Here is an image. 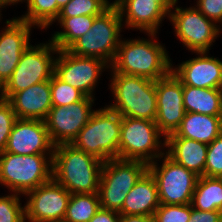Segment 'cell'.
I'll use <instances>...</instances> for the list:
<instances>
[{
  "label": "cell",
  "instance_id": "28",
  "mask_svg": "<svg viewBox=\"0 0 222 222\" xmlns=\"http://www.w3.org/2000/svg\"><path fill=\"white\" fill-rule=\"evenodd\" d=\"M100 208L98 193L71 194L64 221L89 222Z\"/></svg>",
  "mask_w": 222,
  "mask_h": 222
},
{
  "label": "cell",
  "instance_id": "7",
  "mask_svg": "<svg viewBox=\"0 0 222 222\" xmlns=\"http://www.w3.org/2000/svg\"><path fill=\"white\" fill-rule=\"evenodd\" d=\"M161 136L164 137L155 121L122 117L119 158L148 165L155 160L161 161L166 149L165 138L162 141Z\"/></svg>",
  "mask_w": 222,
  "mask_h": 222
},
{
  "label": "cell",
  "instance_id": "13",
  "mask_svg": "<svg viewBox=\"0 0 222 222\" xmlns=\"http://www.w3.org/2000/svg\"><path fill=\"white\" fill-rule=\"evenodd\" d=\"M94 100L85 96L68 106H52L44 121L54 146L72 143L94 113Z\"/></svg>",
  "mask_w": 222,
  "mask_h": 222
},
{
  "label": "cell",
  "instance_id": "8",
  "mask_svg": "<svg viewBox=\"0 0 222 222\" xmlns=\"http://www.w3.org/2000/svg\"><path fill=\"white\" fill-rule=\"evenodd\" d=\"M147 171L148 164L142 161L113 158L104 162L98 190L101 208L119 212L127 194Z\"/></svg>",
  "mask_w": 222,
  "mask_h": 222
},
{
  "label": "cell",
  "instance_id": "11",
  "mask_svg": "<svg viewBox=\"0 0 222 222\" xmlns=\"http://www.w3.org/2000/svg\"><path fill=\"white\" fill-rule=\"evenodd\" d=\"M161 158V165L157 160L148 165V171L157 184L160 204H191L199 176L175 162L166 153Z\"/></svg>",
  "mask_w": 222,
  "mask_h": 222
},
{
  "label": "cell",
  "instance_id": "26",
  "mask_svg": "<svg viewBox=\"0 0 222 222\" xmlns=\"http://www.w3.org/2000/svg\"><path fill=\"white\" fill-rule=\"evenodd\" d=\"M97 16L81 15L74 17H57L62 31L52 34L51 42L59 49H67L76 39L87 33Z\"/></svg>",
  "mask_w": 222,
  "mask_h": 222
},
{
  "label": "cell",
  "instance_id": "24",
  "mask_svg": "<svg viewBox=\"0 0 222 222\" xmlns=\"http://www.w3.org/2000/svg\"><path fill=\"white\" fill-rule=\"evenodd\" d=\"M183 103L186 112L221 116L222 91L183 84Z\"/></svg>",
  "mask_w": 222,
  "mask_h": 222
},
{
  "label": "cell",
  "instance_id": "6",
  "mask_svg": "<svg viewBox=\"0 0 222 222\" xmlns=\"http://www.w3.org/2000/svg\"><path fill=\"white\" fill-rule=\"evenodd\" d=\"M124 28L118 9L112 4L94 19L91 29L76 39L67 50L75 55L113 63Z\"/></svg>",
  "mask_w": 222,
  "mask_h": 222
},
{
  "label": "cell",
  "instance_id": "16",
  "mask_svg": "<svg viewBox=\"0 0 222 222\" xmlns=\"http://www.w3.org/2000/svg\"><path fill=\"white\" fill-rule=\"evenodd\" d=\"M12 19V20H11ZM6 19V26L0 30V83L4 86L11 78L23 52L31 44L29 24L17 17Z\"/></svg>",
  "mask_w": 222,
  "mask_h": 222
},
{
  "label": "cell",
  "instance_id": "38",
  "mask_svg": "<svg viewBox=\"0 0 222 222\" xmlns=\"http://www.w3.org/2000/svg\"><path fill=\"white\" fill-rule=\"evenodd\" d=\"M120 222H155L153 217L145 215H121Z\"/></svg>",
  "mask_w": 222,
  "mask_h": 222
},
{
  "label": "cell",
  "instance_id": "41",
  "mask_svg": "<svg viewBox=\"0 0 222 222\" xmlns=\"http://www.w3.org/2000/svg\"><path fill=\"white\" fill-rule=\"evenodd\" d=\"M57 1V5L62 8L63 6H65L70 0H56Z\"/></svg>",
  "mask_w": 222,
  "mask_h": 222
},
{
  "label": "cell",
  "instance_id": "39",
  "mask_svg": "<svg viewBox=\"0 0 222 222\" xmlns=\"http://www.w3.org/2000/svg\"><path fill=\"white\" fill-rule=\"evenodd\" d=\"M157 2L168 14H170L171 9L178 3V0H154Z\"/></svg>",
  "mask_w": 222,
  "mask_h": 222
},
{
  "label": "cell",
  "instance_id": "33",
  "mask_svg": "<svg viewBox=\"0 0 222 222\" xmlns=\"http://www.w3.org/2000/svg\"><path fill=\"white\" fill-rule=\"evenodd\" d=\"M204 176H222V133L208 144Z\"/></svg>",
  "mask_w": 222,
  "mask_h": 222
},
{
  "label": "cell",
  "instance_id": "21",
  "mask_svg": "<svg viewBox=\"0 0 222 222\" xmlns=\"http://www.w3.org/2000/svg\"><path fill=\"white\" fill-rule=\"evenodd\" d=\"M160 206L155 178L147 171L127 194L121 215H145L153 217Z\"/></svg>",
  "mask_w": 222,
  "mask_h": 222
},
{
  "label": "cell",
  "instance_id": "23",
  "mask_svg": "<svg viewBox=\"0 0 222 222\" xmlns=\"http://www.w3.org/2000/svg\"><path fill=\"white\" fill-rule=\"evenodd\" d=\"M165 153L196 175L204 176L208 145L189 138H165Z\"/></svg>",
  "mask_w": 222,
  "mask_h": 222
},
{
  "label": "cell",
  "instance_id": "17",
  "mask_svg": "<svg viewBox=\"0 0 222 222\" xmlns=\"http://www.w3.org/2000/svg\"><path fill=\"white\" fill-rule=\"evenodd\" d=\"M4 152L19 155L53 154L45 121L17 118L9 135Z\"/></svg>",
  "mask_w": 222,
  "mask_h": 222
},
{
  "label": "cell",
  "instance_id": "31",
  "mask_svg": "<svg viewBox=\"0 0 222 222\" xmlns=\"http://www.w3.org/2000/svg\"><path fill=\"white\" fill-rule=\"evenodd\" d=\"M20 194L0 196V222H26L25 206L20 203Z\"/></svg>",
  "mask_w": 222,
  "mask_h": 222
},
{
  "label": "cell",
  "instance_id": "5",
  "mask_svg": "<svg viewBox=\"0 0 222 222\" xmlns=\"http://www.w3.org/2000/svg\"><path fill=\"white\" fill-rule=\"evenodd\" d=\"M122 116L108 106L96 109L72 145L106 162L119 158Z\"/></svg>",
  "mask_w": 222,
  "mask_h": 222
},
{
  "label": "cell",
  "instance_id": "14",
  "mask_svg": "<svg viewBox=\"0 0 222 222\" xmlns=\"http://www.w3.org/2000/svg\"><path fill=\"white\" fill-rule=\"evenodd\" d=\"M71 193L53 178L27 192L26 222L62 221L65 218Z\"/></svg>",
  "mask_w": 222,
  "mask_h": 222
},
{
  "label": "cell",
  "instance_id": "37",
  "mask_svg": "<svg viewBox=\"0 0 222 222\" xmlns=\"http://www.w3.org/2000/svg\"><path fill=\"white\" fill-rule=\"evenodd\" d=\"M89 222H120V213L100 208Z\"/></svg>",
  "mask_w": 222,
  "mask_h": 222
},
{
  "label": "cell",
  "instance_id": "43",
  "mask_svg": "<svg viewBox=\"0 0 222 222\" xmlns=\"http://www.w3.org/2000/svg\"><path fill=\"white\" fill-rule=\"evenodd\" d=\"M1 10H2V8L0 7V22H1V19H2V17H1Z\"/></svg>",
  "mask_w": 222,
  "mask_h": 222
},
{
  "label": "cell",
  "instance_id": "10",
  "mask_svg": "<svg viewBox=\"0 0 222 222\" xmlns=\"http://www.w3.org/2000/svg\"><path fill=\"white\" fill-rule=\"evenodd\" d=\"M175 6L171 9L168 19L173 25L177 39L192 53L209 52L217 37L221 36L220 26L207 19L195 5L185 9L177 7V3Z\"/></svg>",
  "mask_w": 222,
  "mask_h": 222
},
{
  "label": "cell",
  "instance_id": "15",
  "mask_svg": "<svg viewBox=\"0 0 222 222\" xmlns=\"http://www.w3.org/2000/svg\"><path fill=\"white\" fill-rule=\"evenodd\" d=\"M157 115L155 123L166 138L175 133L186 114L183 103V84L171 71L155 81Z\"/></svg>",
  "mask_w": 222,
  "mask_h": 222
},
{
  "label": "cell",
  "instance_id": "22",
  "mask_svg": "<svg viewBox=\"0 0 222 222\" xmlns=\"http://www.w3.org/2000/svg\"><path fill=\"white\" fill-rule=\"evenodd\" d=\"M222 133L221 116L186 112L179 128L166 138H189L205 144L212 143Z\"/></svg>",
  "mask_w": 222,
  "mask_h": 222
},
{
  "label": "cell",
  "instance_id": "36",
  "mask_svg": "<svg viewBox=\"0 0 222 222\" xmlns=\"http://www.w3.org/2000/svg\"><path fill=\"white\" fill-rule=\"evenodd\" d=\"M188 222H222V211H200L191 206Z\"/></svg>",
  "mask_w": 222,
  "mask_h": 222
},
{
  "label": "cell",
  "instance_id": "18",
  "mask_svg": "<svg viewBox=\"0 0 222 222\" xmlns=\"http://www.w3.org/2000/svg\"><path fill=\"white\" fill-rule=\"evenodd\" d=\"M196 55L175 68L172 65L171 71L184 85L222 89V61L218 57H210L209 52H196Z\"/></svg>",
  "mask_w": 222,
  "mask_h": 222
},
{
  "label": "cell",
  "instance_id": "9",
  "mask_svg": "<svg viewBox=\"0 0 222 222\" xmlns=\"http://www.w3.org/2000/svg\"><path fill=\"white\" fill-rule=\"evenodd\" d=\"M49 42V43H48ZM32 44L23 52L11 78L5 83L0 97L8 100L14 93L51 79L54 74L55 58L59 49L48 40Z\"/></svg>",
  "mask_w": 222,
  "mask_h": 222
},
{
  "label": "cell",
  "instance_id": "25",
  "mask_svg": "<svg viewBox=\"0 0 222 222\" xmlns=\"http://www.w3.org/2000/svg\"><path fill=\"white\" fill-rule=\"evenodd\" d=\"M192 208L200 211H222V180L200 176L191 200Z\"/></svg>",
  "mask_w": 222,
  "mask_h": 222
},
{
  "label": "cell",
  "instance_id": "34",
  "mask_svg": "<svg viewBox=\"0 0 222 222\" xmlns=\"http://www.w3.org/2000/svg\"><path fill=\"white\" fill-rule=\"evenodd\" d=\"M16 114L11 103L0 97V153L4 152L9 135L11 133Z\"/></svg>",
  "mask_w": 222,
  "mask_h": 222
},
{
  "label": "cell",
  "instance_id": "3",
  "mask_svg": "<svg viewBox=\"0 0 222 222\" xmlns=\"http://www.w3.org/2000/svg\"><path fill=\"white\" fill-rule=\"evenodd\" d=\"M110 86L114 102L107 105L122 117L156 120L155 81L135 75L111 73Z\"/></svg>",
  "mask_w": 222,
  "mask_h": 222
},
{
  "label": "cell",
  "instance_id": "4",
  "mask_svg": "<svg viewBox=\"0 0 222 222\" xmlns=\"http://www.w3.org/2000/svg\"><path fill=\"white\" fill-rule=\"evenodd\" d=\"M53 154L0 153V185L24 196L52 179Z\"/></svg>",
  "mask_w": 222,
  "mask_h": 222
},
{
  "label": "cell",
  "instance_id": "32",
  "mask_svg": "<svg viewBox=\"0 0 222 222\" xmlns=\"http://www.w3.org/2000/svg\"><path fill=\"white\" fill-rule=\"evenodd\" d=\"M191 216V204H160L154 213L155 222H188Z\"/></svg>",
  "mask_w": 222,
  "mask_h": 222
},
{
  "label": "cell",
  "instance_id": "20",
  "mask_svg": "<svg viewBox=\"0 0 222 222\" xmlns=\"http://www.w3.org/2000/svg\"><path fill=\"white\" fill-rule=\"evenodd\" d=\"M8 101L20 119L45 120L52 108L50 80L14 93Z\"/></svg>",
  "mask_w": 222,
  "mask_h": 222
},
{
  "label": "cell",
  "instance_id": "12",
  "mask_svg": "<svg viewBox=\"0 0 222 222\" xmlns=\"http://www.w3.org/2000/svg\"><path fill=\"white\" fill-rule=\"evenodd\" d=\"M110 66L103 60L78 56L67 49L59 50L54 63V74L63 82L81 91L85 96H95L94 89L102 72Z\"/></svg>",
  "mask_w": 222,
  "mask_h": 222
},
{
  "label": "cell",
  "instance_id": "42",
  "mask_svg": "<svg viewBox=\"0 0 222 222\" xmlns=\"http://www.w3.org/2000/svg\"><path fill=\"white\" fill-rule=\"evenodd\" d=\"M2 89H3V85L0 83V93H1Z\"/></svg>",
  "mask_w": 222,
  "mask_h": 222
},
{
  "label": "cell",
  "instance_id": "19",
  "mask_svg": "<svg viewBox=\"0 0 222 222\" xmlns=\"http://www.w3.org/2000/svg\"><path fill=\"white\" fill-rule=\"evenodd\" d=\"M112 3L118 9L125 28L137 29L144 34L158 33L162 21L169 18V14L154 0H114Z\"/></svg>",
  "mask_w": 222,
  "mask_h": 222
},
{
  "label": "cell",
  "instance_id": "44",
  "mask_svg": "<svg viewBox=\"0 0 222 222\" xmlns=\"http://www.w3.org/2000/svg\"><path fill=\"white\" fill-rule=\"evenodd\" d=\"M49 222H65L64 220H62V221H49Z\"/></svg>",
  "mask_w": 222,
  "mask_h": 222
},
{
  "label": "cell",
  "instance_id": "30",
  "mask_svg": "<svg viewBox=\"0 0 222 222\" xmlns=\"http://www.w3.org/2000/svg\"><path fill=\"white\" fill-rule=\"evenodd\" d=\"M51 101L53 106H68L71 103H76L82 100L85 95L69 85L63 82L55 74L50 79Z\"/></svg>",
  "mask_w": 222,
  "mask_h": 222
},
{
  "label": "cell",
  "instance_id": "35",
  "mask_svg": "<svg viewBox=\"0 0 222 222\" xmlns=\"http://www.w3.org/2000/svg\"><path fill=\"white\" fill-rule=\"evenodd\" d=\"M195 7L207 18L222 26V0H197Z\"/></svg>",
  "mask_w": 222,
  "mask_h": 222
},
{
  "label": "cell",
  "instance_id": "29",
  "mask_svg": "<svg viewBox=\"0 0 222 222\" xmlns=\"http://www.w3.org/2000/svg\"><path fill=\"white\" fill-rule=\"evenodd\" d=\"M112 4L108 0H70L60 9L58 17L100 16Z\"/></svg>",
  "mask_w": 222,
  "mask_h": 222
},
{
  "label": "cell",
  "instance_id": "2",
  "mask_svg": "<svg viewBox=\"0 0 222 222\" xmlns=\"http://www.w3.org/2000/svg\"><path fill=\"white\" fill-rule=\"evenodd\" d=\"M103 163L72 144H59L54 146L52 178L71 194L98 193Z\"/></svg>",
  "mask_w": 222,
  "mask_h": 222
},
{
  "label": "cell",
  "instance_id": "1",
  "mask_svg": "<svg viewBox=\"0 0 222 222\" xmlns=\"http://www.w3.org/2000/svg\"><path fill=\"white\" fill-rule=\"evenodd\" d=\"M146 35L150 38L121 39L110 66L111 73L135 75L156 81L171 72L172 60L166 47L157 42V33Z\"/></svg>",
  "mask_w": 222,
  "mask_h": 222
},
{
  "label": "cell",
  "instance_id": "40",
  "mask_svg": "<svg viewBox=\"0 0 222 222\" xmlns=\"http://www.w3.org/2000/svg\"><path fill=\"white\" fill-rule=\"evenodd\" d=\"M19 2H22V0H0V7L4 9L8 5H17Z\"/></svg>",
  "mask_w": 222,
  "mask_h": 222
},
{
  "label": "cell",
  "instance_id": "27",
  "mask_svg": "<svg viewBox=\"0 0 222 222\" xmlns=\"http://www.w3.org/2000/svg\"><path fill=\"white\" fill-rule=\"evenodd\" d=\"M23 2L27 3V11L18 18L42 30L52 26L61 9L56 0H22Z\"/></svg>",
  "mask_w": 222,
  "mask_h": 222
}]
</instances>
